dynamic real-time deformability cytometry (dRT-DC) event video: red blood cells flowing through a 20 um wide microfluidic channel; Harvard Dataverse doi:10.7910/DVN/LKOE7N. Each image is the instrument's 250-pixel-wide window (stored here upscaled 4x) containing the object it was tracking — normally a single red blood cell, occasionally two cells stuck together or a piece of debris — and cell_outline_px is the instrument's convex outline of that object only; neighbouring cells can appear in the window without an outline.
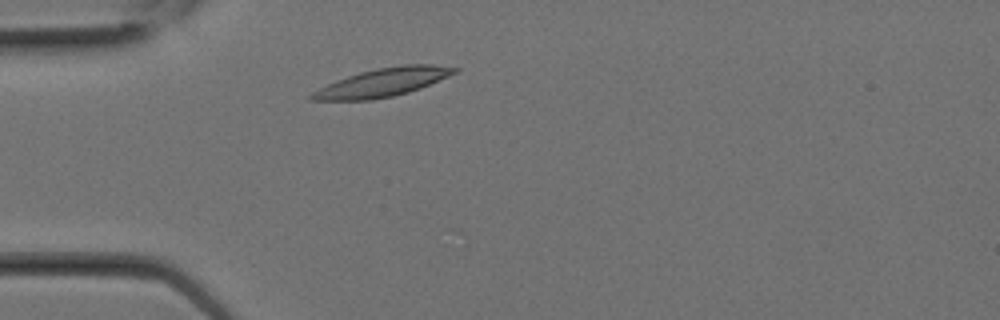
{"species": "Egyptian fruit bat (a non-hibernating species)", "species_latin": "Rousettus aegyptiacus", "temperature_condition": "room temperature", "stored_images_in_passage": 3, "camera_frame_rate_fps": 3000, "um_per_image_px": 0.085, "animal": {"sex": "female"}, "frame": {"image": 1, "passage_image": 3, "time_ms": 0.667, "image_size_px": [1000, 320], "cell_outline_px": [[460, 68], [456, 72], [448, 76], [420, 88], [408, 92], [392, 96], [372, 100], [308, 100], [308, 96], [312, 92], [336, 80], [360, 72], [376, 68], [404, 64], [432, 64]], "centroid_in_image_um": [32.52, 7.0], "position_along_channel_um": 52.5, "area_um2": 23.41}}